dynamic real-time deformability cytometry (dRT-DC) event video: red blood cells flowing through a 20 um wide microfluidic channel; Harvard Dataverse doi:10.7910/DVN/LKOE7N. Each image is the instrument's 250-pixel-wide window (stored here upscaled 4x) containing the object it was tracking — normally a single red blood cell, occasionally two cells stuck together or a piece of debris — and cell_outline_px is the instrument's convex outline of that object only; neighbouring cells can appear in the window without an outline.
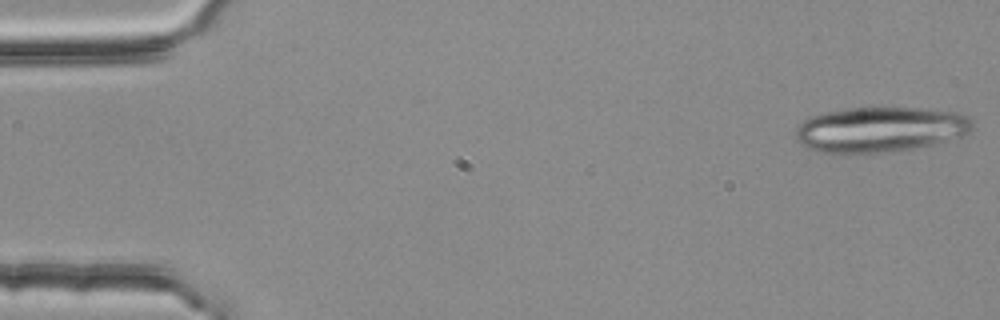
{"species": "common noctule bat (a hibernating species)", "species_latin": "Nyctalus noctula", "temperature_condition": "room temperature", "stored_images_in_passage": 5, "camera_frame_rate_fps": 3000, "um_per_image_px": 0.085, "animal": {"sex": "female", "body_mass_g": 25.1}, "frame": {"image": 1, "passage_image": 1, "time_ms": 0.0, "image_size_px": [1000, 320], "cell_outline_px": [[972, 128], [964, 136], [932, 144], [912, 148], [880, 152], [820, 152], [808, 148], [800, 144], [796, 140], [796, 128], [804, 120], [812, 116], [828, 112], [848, 108], [880, 104], [956, 112], [964, 116], [972, 124]], "centroid_in_image_um": [74.79, 10.96], "position_along_channel_um": 10.2, "area_um2": 46.82}}